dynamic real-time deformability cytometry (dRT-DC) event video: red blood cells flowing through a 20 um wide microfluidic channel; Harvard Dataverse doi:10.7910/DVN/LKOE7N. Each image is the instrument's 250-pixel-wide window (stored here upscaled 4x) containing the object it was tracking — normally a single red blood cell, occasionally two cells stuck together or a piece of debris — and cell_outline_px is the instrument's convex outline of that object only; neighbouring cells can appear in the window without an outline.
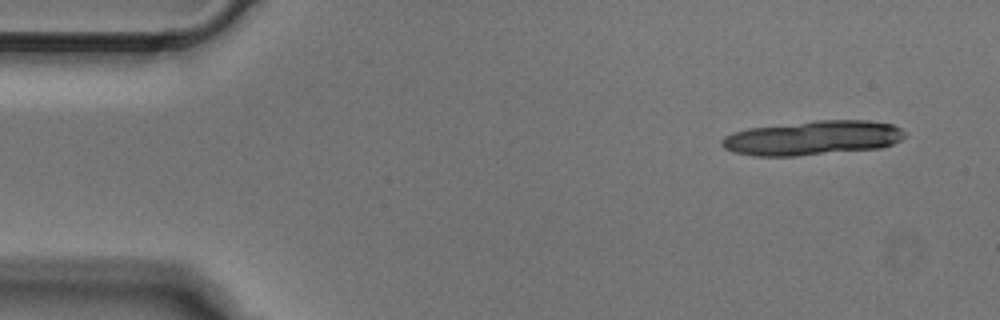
{"species": "Egyptian fruit bat (a non-hibernating species)", "species_latin": "Rousettus aegyptiacus", "temperature_condition": "cold", "stored_images_in_passage": 4, "camera_frame_rate_fps": 3000, "um_per_image_px": 0.085, "animal": {"sex": "male"}, "frame": {"image": 1, "passage_image": 1, "time_ms": 0.0, "image_size_px": [1000, 320], "cell_outline_px": [[904, 136], [900, 140], [892, 144], [880, 148], [796, 156], [756, 156], [736, 152], [724, 148], [720, 144], [720, 140], [724, 136], [732, 132], [748, 128], [816, 120], [868, 120], [892, 124], [900, 128], [904, 132]], "centroid_in_image_um": [69.05, 11.72], "position_along_channel_um": 16.0, "area_um2": 36.7}}
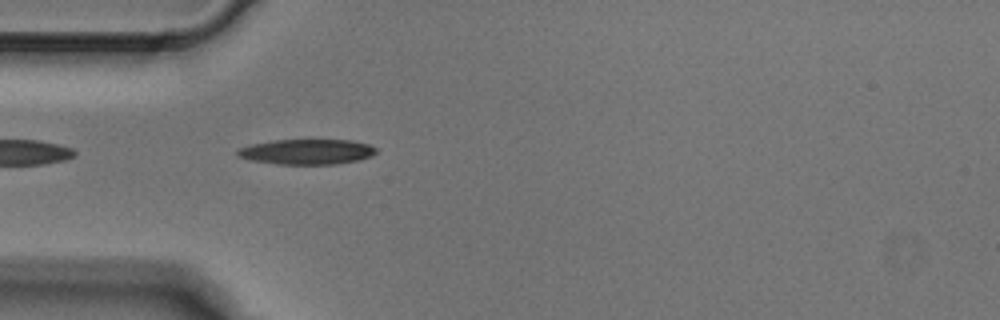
{"frame": {"image": 2, "passage_image": 4, "time_ms": 1.0, "image_size_px": [1000, 320], "cell_outline_px": [[376, 152], [372, 156], [360, 160], [336, 164], [276, 164], [252, 160], [236, 156], [236, 152], [240, 148], [248, 144], [276, 140], [352, 140], [368, 144], [376, 148]], "centroid_in_image_um": [26.08, 12.9], "position_along_channel_um": 58.9, "area_um2": 20.46}}